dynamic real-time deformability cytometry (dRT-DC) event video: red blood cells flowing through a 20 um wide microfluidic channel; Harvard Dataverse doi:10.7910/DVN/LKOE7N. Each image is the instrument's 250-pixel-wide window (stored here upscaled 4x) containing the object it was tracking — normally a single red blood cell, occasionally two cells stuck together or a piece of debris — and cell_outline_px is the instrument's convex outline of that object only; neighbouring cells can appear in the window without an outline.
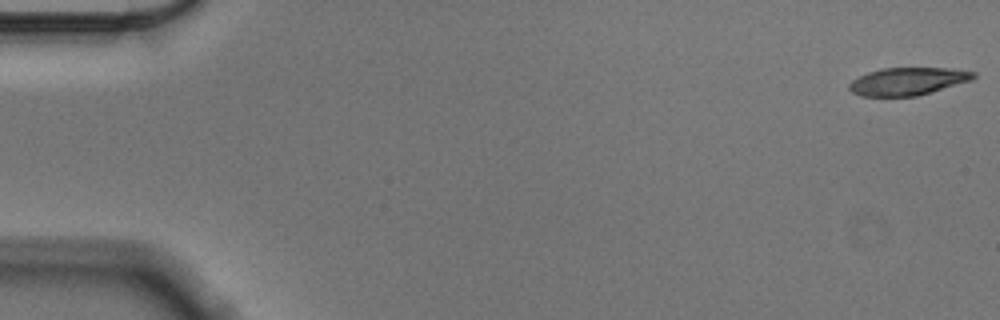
{"species": "Egyptian fruit bat (a non-hibernating species)", "species_latin": "Rousettus aegyptiacus", "temperature_condition": "cold", "stored_images_in_passage": 13, "camera_frame_rate_fps": 3000, "um_per_image_px": 0.085, "animal": {"sex": "male"}, "frame": {"image": 1, "passage_image": 1, "time_ms": 0.0, "image_size_px": [1000, 320], "cell_outline_px": [[976, 76], [972, 80], [916, 96], [860, 96], [852, 92], [848, 88], [848, 84], [852, 80], [868, 72], [884, 68], [948, 68], [976, 72]], "centroid_in_image_um": [77.15, 6.91], "position_along_channel_um": 7.9, "area_um2": 19.88}}